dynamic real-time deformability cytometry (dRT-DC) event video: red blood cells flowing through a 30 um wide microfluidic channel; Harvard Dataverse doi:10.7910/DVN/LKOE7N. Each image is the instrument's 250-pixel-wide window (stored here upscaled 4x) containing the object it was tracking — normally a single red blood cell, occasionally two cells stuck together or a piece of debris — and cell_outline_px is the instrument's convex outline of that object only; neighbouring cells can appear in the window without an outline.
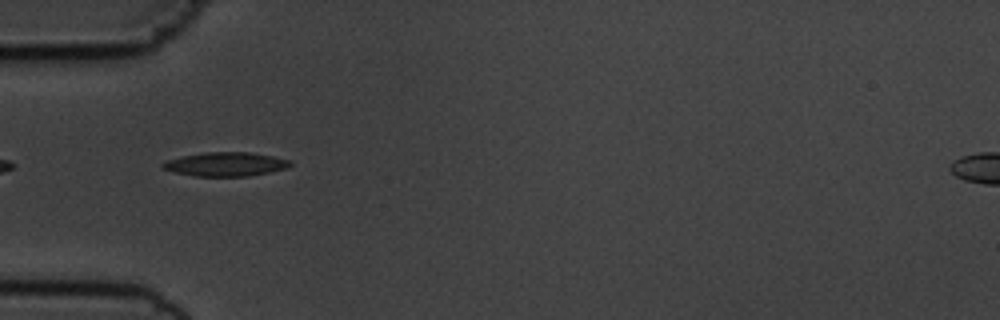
{"species": "common noctule bat (a hibernating species)", "species_latin": "Nyctalus noctula", "temperature_condition": "cold", "stored_images_in_passage": 39, "camera_frame_rate_fps": 3000, "um_per_image_px": 0.085, "animal": {"sex": "male", "body_mass_g": 19.5, "forearm_length_mm": 54.6}, "frame": {"image": 1, "passage_image": 2, "time_ms": 0.333, "image_size_px": [1000, 320], "cell_outline_px": [[292, 164], [288, 168], [248, 176], [192, 176], [176, 172], [164, 168], [160, 164], [168, 160], [184, 156], [204, 152], [248, 152], [272, 156], [292, 160]], "centroid_in_image_um": [19.22, 13.95], "position_along_channel_um": 65.8, "area_um2": 17.63}}
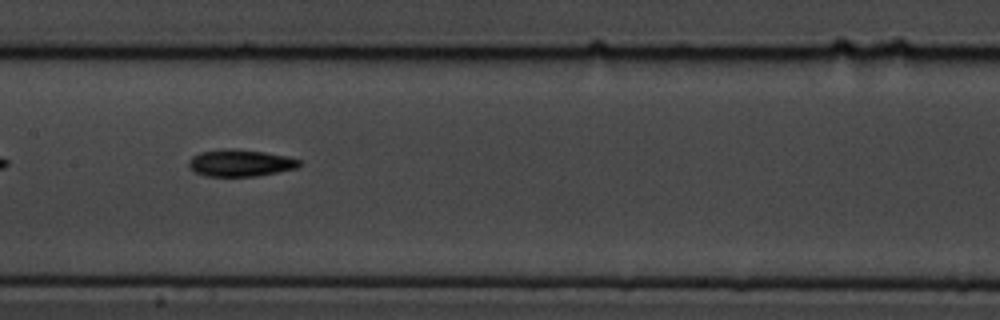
{"frame": {"image": 2, "passage_image": 12, "time_ms": 3.667, "image_size_px": [1000, 320], "cell_outline_px": [[300, 164], [296, 168], [256, 176], [204, 176], [196, 172], [188, 164], [188, 160], [192, 156], [200, 152], [224, 148], [232, 148], [264, 152], [288, 156], [300, 160]], "centroid_in_image_um": [20.4, 13.84], "position_along_channel_um": 187.0, "area_um2": 17.28}}
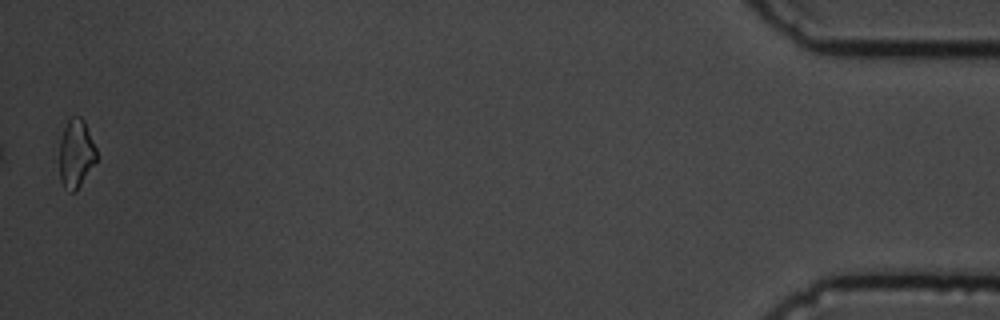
{"frame": {"image": 3, "passage_image": 39, "time_ms": 12.667, "image_size_px": [1000, 320], "cell_outline_px": [[96, 160], [76, 192], [68, 192], [64, 188], [60, 180], [60, 140], [64, 128], [68, 120], [72, 116], [80, 116], [84, 120], [96, 148]], "centroid_in_image_um": [6.45, 13.07], "position_along_channel_um": 428.8, "area_um2": 14.74}, "authors_computed_cell_mechanics": {"area_um2": 16.2418, "velocity_mm_per_s": 3.664, "shape_relaxation_time_tau1_ms": 4.1542, "shape_relaxation_time_tau2_ms": null, "deformation_change_tau1": 0.119, "deformation_change_tau2": null}}